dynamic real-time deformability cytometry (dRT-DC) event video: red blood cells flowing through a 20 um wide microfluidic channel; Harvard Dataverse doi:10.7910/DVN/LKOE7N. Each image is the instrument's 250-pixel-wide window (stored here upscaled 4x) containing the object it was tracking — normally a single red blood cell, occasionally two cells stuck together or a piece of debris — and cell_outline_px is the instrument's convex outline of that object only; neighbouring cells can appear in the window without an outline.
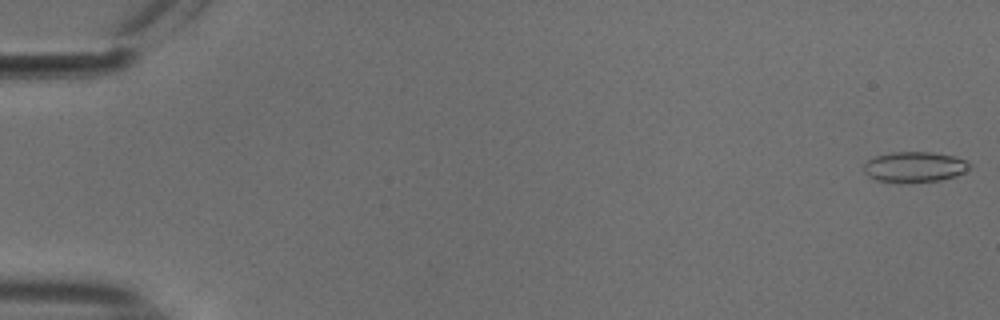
{"species": "common noctule bat (a hibernating species)", "species_latin": "Nyctalus noctula", "temperature_condition": "cold", "stored_images_in_passage": 20, "camera_frame_rate_fps": 3000, "um_per_image_px": 0.085, "animal": {"sex": "male", "body_mass_g": 18.8}, "frame": {"image": 1, "passage_image": 1, "time_ms": 0.0, "image_size_px": [1000, 320], "cell_outline_px": [[972, 164], [964, 172], [956, 176], [940, 180], [908, 184], [900, 184], [876, 180], [868, 176], [864, 172], [864, 164], [872, 156], [892, 152], [932, 152], [956, 156], [968, 160]], "centroid_in_image_um": [77.73, 14.2], "position_along_channel_um": 7.3, "area_um2": 19.42}}
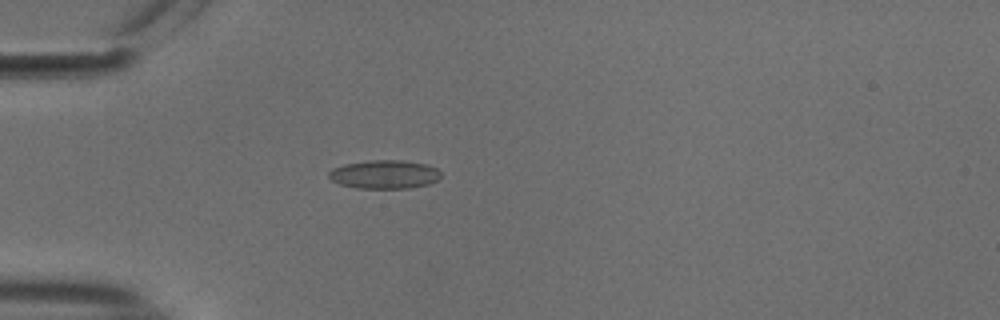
{"frame": {"image": 2, "passage_image": 16, "time_ms": 5.0, "image_size_px": [1000, 320], "cell_outline_px": [[440, 180], [428, 184], [408, 188], [356, 188], [340, 184], [332, 180], [328, 176], [328, 172], [332, 168], [344, 164], [372, 160], [400, 160], [428, 164], [436, 168], [440, 172]], "centroid_in_image_um": [32.69, 14.82], "position_along_channel_um": 52.3, "area_um2": 18.73}}